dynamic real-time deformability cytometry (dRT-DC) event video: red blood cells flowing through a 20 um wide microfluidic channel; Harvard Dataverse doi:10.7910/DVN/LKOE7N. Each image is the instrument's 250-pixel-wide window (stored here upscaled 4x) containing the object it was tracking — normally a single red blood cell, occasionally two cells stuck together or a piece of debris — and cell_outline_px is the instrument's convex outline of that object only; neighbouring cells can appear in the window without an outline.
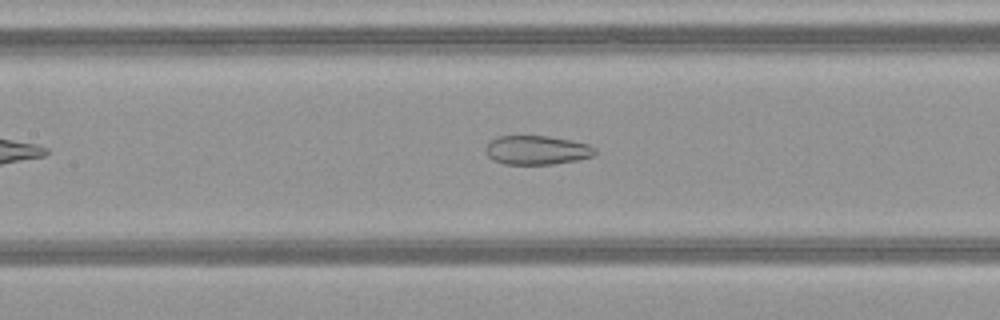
{"species": "common noctule bat (a hibernating species)", "species_latin": "Nyctalus noctula", "temperature_condition": "warm", "stored_images_in_passage": 41, "camera_frame_rate_fps": 3000, "um_per_image_px": 0.085, "animal": {"sex": "female", "body_mass_g": 21.9}, "frame": {"image": 1, "passage_image": 14, "time_ms": 4.333, "image_size_px": [1000, 320], "cell_outline_px": [[596, 156], [576, 160], [552, 164], [504, 164], [492, 160], [488, 156], [484, 148], [488, 140], [496, 136], [548, 136], [572, 140], [588, 144], [596, 148]], "centroid_in_image_um": [45.61, 12.75], "position_along_channel_um": 161.8, "area_um2": 18.79}}
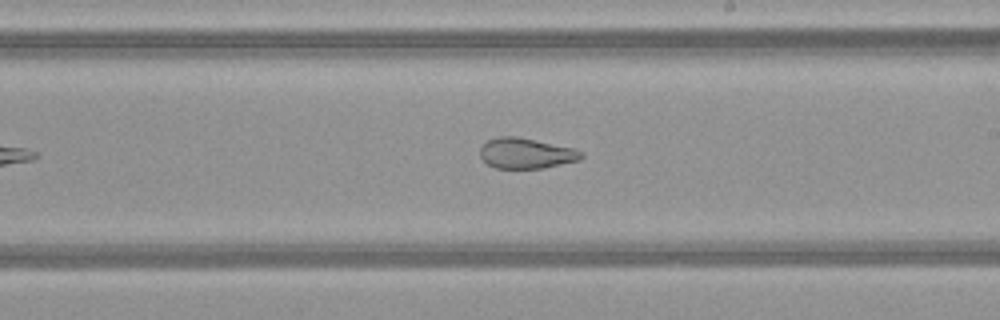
{"frame": {"image": 2, "passage_image": 20, "time_ms": 6.333, "image_size_px": [1000, 320], "cell_outline_px": [[584, 156], [580, 160], [544, 168], [496, 168], [488, 164], [480, 156], [480, 148], [488, 140], [500, 136], [516, 136], [572, 148], [584, 152]], "centroid_in_image_um": [44.73, 13.03], "position_along_channel_um": 244.3, "area_um2": 17.86}}
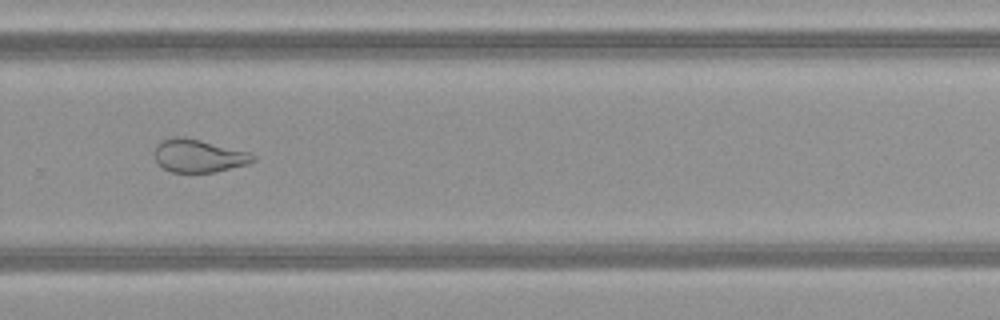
{"frame": {"image": 3, "passage_image": 25, "time_ms": 8.0, "image_size_px": [1000, 320], "cell_outline_px": [[256, 160], [248, 164], [216, 172], [172, 172], [164, 168], [156, 160], [152, 152], [156, 144], [160, 140], [176, 136], [180, 136], [200, 140], [248, 152], [256, 156]], "centroid_in_image_um": [16.85, 13.24], "position_along_channel_um": 312.9, "area_um2": 18.96}}